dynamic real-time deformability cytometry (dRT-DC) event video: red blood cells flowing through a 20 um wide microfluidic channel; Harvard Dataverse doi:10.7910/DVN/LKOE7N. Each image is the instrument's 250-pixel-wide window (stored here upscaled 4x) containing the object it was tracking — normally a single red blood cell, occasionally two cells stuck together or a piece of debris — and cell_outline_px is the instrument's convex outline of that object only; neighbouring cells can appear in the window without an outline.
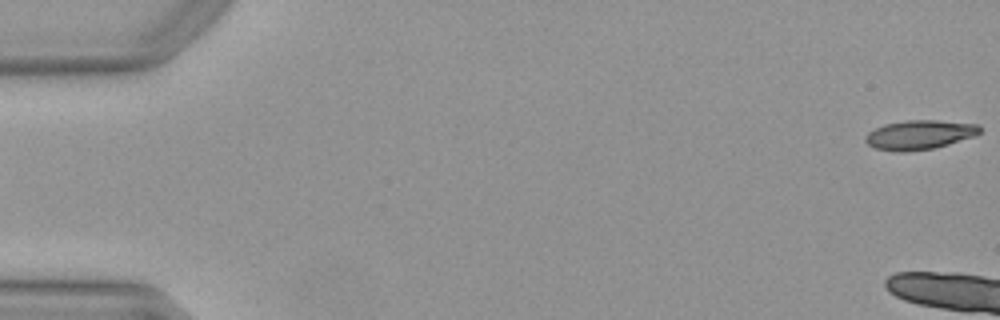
{"species": "Egyptian fruit bat (a non-hibernating species)", "species_latin": "Rousettus aegyptiacus", "temperature_condition": "warm", "stored_images_in_passage": 7, "camera_frame_rate_fps": 3000, "um_per_image_px": 0.085, "animal": {"sex": "female"}, "frame": {"image": 1, "passage_image": 1, "time_ms": 0.0, "image_size_px": [1000, 320], "cell_outline_px": [[980, 132], [976, 136], [948, 144], [932, 148], [904, 152], [896, 152], [876, 148], [868, 144], [864, 140], [864, 136], [868, 132], [884, 124], [908, 120], [936, 120], [980, 124]], "centroid_in_image_um": [78.16, 11.45], "position_along_channel_um": 6.8, "area_um2": 19.54}}